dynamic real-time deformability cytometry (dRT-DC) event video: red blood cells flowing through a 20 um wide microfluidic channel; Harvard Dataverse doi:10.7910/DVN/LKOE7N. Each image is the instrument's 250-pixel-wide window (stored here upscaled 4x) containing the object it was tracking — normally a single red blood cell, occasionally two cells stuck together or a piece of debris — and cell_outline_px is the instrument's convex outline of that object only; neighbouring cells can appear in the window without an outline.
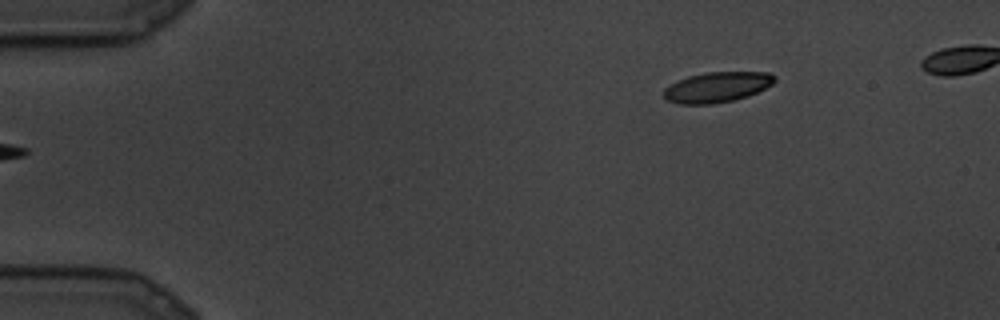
{"species": "common noctule bat (a hibernating species)", "species_latin": "Nyctalus noctula", "temperature_condition": "cold", "stored_images_in_passage": 6, "camera_frame_rate_fps": 3000, "um_per_image_px": 0.085, "animal": {"sex": "male", "body_mass_g": 19.5, "forearm_length_mm": 54.6}, "frame": {"image": 1, "passage_image": 1, "time_ms": 0.0, "image_size_px": [1000, 320], "cell_outline_px": [[776, 80], [772, 84], [748, 96], [732, 100], [712, 104], [680, 104], [668, 100], [664, 96], [664, 88], [688, 76], [704, 72], [768, 72], [776, 76]], "centroid_in_image_um": [60.97, 7.4], "position_along_channel_um": 24.0, "area_um2": 19.42}}